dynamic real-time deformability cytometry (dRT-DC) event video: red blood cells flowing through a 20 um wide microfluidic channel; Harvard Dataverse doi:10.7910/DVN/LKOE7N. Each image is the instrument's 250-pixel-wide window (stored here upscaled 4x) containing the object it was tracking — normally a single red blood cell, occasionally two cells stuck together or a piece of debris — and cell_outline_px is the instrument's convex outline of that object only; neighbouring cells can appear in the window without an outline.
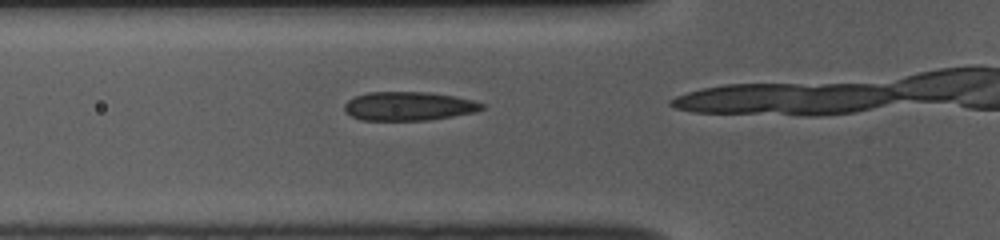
{"species": "common noctule bat (a hibernating species)", "species_latin": "Nyctalus noctula", "temperature_condition": "room temperature", "stored_images_in_passage": 13, "camera_frame_rate_fps": 3000, "um_per_image_px": 0.085, "animal": {"sex": "female", "body_mass_g": 10.0, "forearm_length_mm": 53.1}, "frame": {"image": 1, "passage_image": 10, "time_ms": 3.0, "image_size_px": [1000, 240], "cell_outline_px": [[484, 108], [476, 112], [428, 120], [360, 120], [344, 112], [344, 104], [348, 100], [356, 96], [368, 92], [428, 92], [452, 96], [472, 100], [484, 104]], "centroid_in_image_um": [34.71, 9.02], "position_along_channel_um": 91.1, "area_um2": 23.0}}